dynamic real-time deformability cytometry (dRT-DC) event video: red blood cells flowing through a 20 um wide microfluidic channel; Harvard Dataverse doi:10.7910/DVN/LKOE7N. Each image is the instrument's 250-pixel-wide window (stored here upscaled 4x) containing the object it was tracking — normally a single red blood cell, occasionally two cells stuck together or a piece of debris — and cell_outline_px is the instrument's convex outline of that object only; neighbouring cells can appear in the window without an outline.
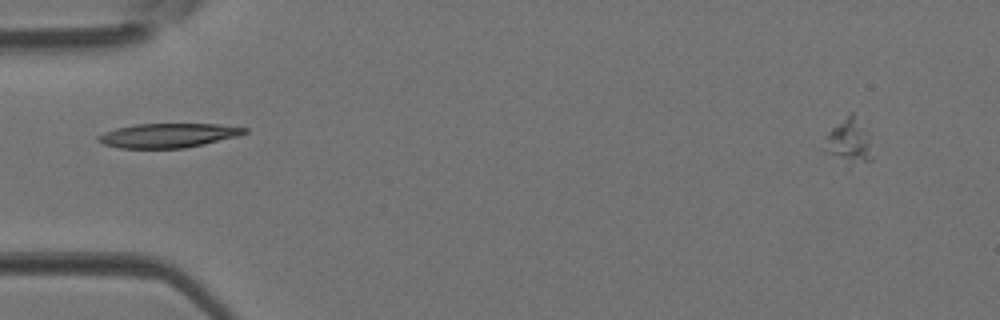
{"species": "Egyptian fruit bat (a non-hibernating species)", "species_latin": "Rousettus aegyptiacus", "temperature_condition": "room temperature", "stored_images_in_passage": 2, "segment_of_instrument_passage": [2, 2], "camera_frame_rate_fps": 3000, "um_per_image_px": 0.085, "animal": {"sex": "female"}, "frame": {"image": 1, "passage_image": 2, "time_ms": 0.333, "image_size_px": [1000, 320], "cell_outline_px": [[248, 132], [240, 136], [204, 144], [184, 148], [120, 148], [104, 144], [96, 140], [96, 136], [104, 132], [116, 128], [136, 124], [216, 124], [248, 128]], "centroid_in_image_um": [14.3, 11.51], "position_along_channel_um": 70.7, "area_um2": 20.75}}